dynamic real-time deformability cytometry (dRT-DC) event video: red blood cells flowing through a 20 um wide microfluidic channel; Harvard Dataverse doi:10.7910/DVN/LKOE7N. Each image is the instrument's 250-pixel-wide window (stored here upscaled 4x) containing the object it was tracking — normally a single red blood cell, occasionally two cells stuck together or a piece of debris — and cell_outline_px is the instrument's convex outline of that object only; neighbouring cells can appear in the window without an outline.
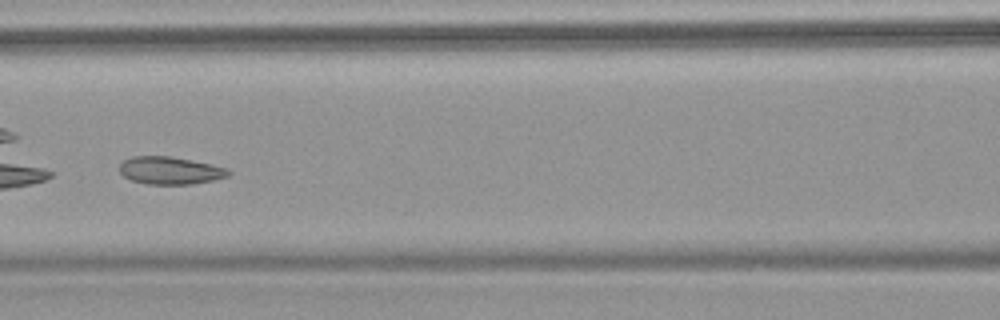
{"species": "common noctule bat (a hibernating species)", "species_latin": "Nyctalus noctula", "temperature_condition": "warm", "stored_images_in_passage": 6, "camera_frame_rate_fps": 3000, "um_per_image_px": 0.085, "animal": {"sex": "female", "body_mass_g": 18.4}, "frame": {"image": 1, "passage_image": 6, "time_ms": 5.667, "image_size_px": [1000, 320], "cell_outline_px": [[232, 172], [228, 176], [212, 180], [192, 184], [148, 184], [132, 180], [124, 176], [120, 172], [120, 164], [124, 160], [132, 156], [168, 156], [212, 164], [228, 168]], "centroid_in_image_um": [14.48, 14.49], "position_along_channel_um": 152.1, "area_um2": 17.4}}